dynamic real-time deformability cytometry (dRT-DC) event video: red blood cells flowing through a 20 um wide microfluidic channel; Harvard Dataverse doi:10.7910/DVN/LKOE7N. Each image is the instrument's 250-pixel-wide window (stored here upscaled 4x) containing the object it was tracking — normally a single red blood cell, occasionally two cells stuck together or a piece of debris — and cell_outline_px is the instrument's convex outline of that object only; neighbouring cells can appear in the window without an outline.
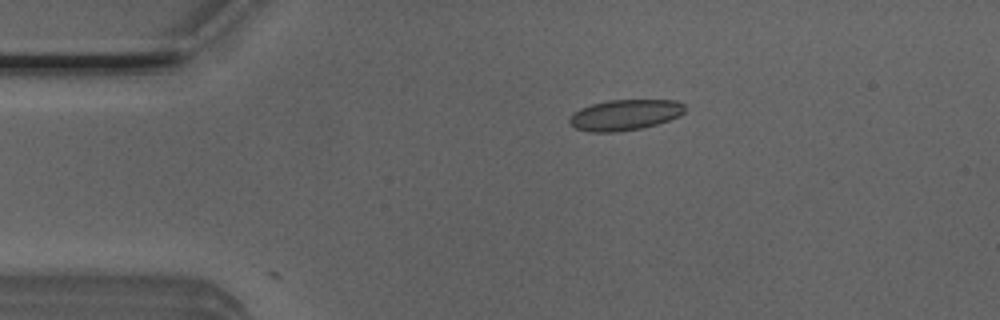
{"species": "Egyptian fruit bat (a non-hibernating species)", "species_latin": "Rousettus aegyptiacus", "temperature_condition": "room temperature", "stored_images_in_passage": 7, "camera_frame_rate_fps": 3000, "um_per_image_px": 0.085, "animal": {"sex": "male"}, "frame": {"image": 1, "passage_image": 1, "time_ms": 0.0, "image_size_px": [1000, 320], "cell_outline_px": [[684, 112], [680, 116], [656, 124], [640, 128], [616, 132], [588, 132], [576, 128], [568, 120], [572, 112], [580, 108], [592, 104], [608, 100], [676, 100], [684, 104]], "centroid_in_image_um": [53.1, 9.76], "position_along_channel_um": 31.9, "area_um2": 20.63}}
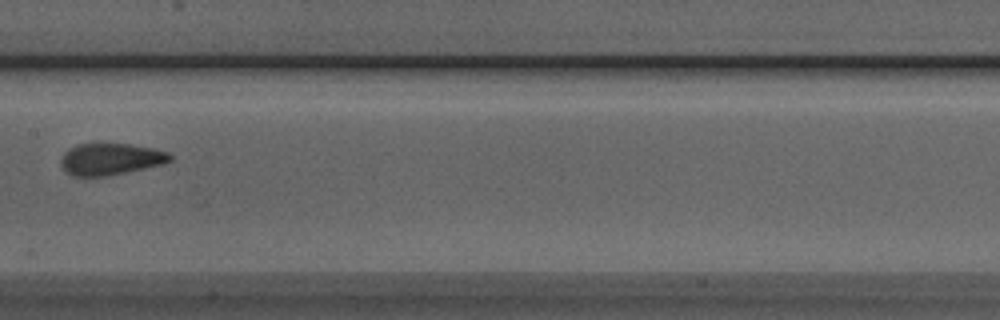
{"frame": {"image": 2, "passage_image": 5, "time_ms": 1.333, "image_size_px": [1000, 320], "cell_outline_px": [[172, 160], [164, 164], [108, 176], [72, 176], [64, 172], [60, 164], [60, 160], [64, 152], [68, 148], [80, 144], [128, 144], [152, 148], [168, 152], [172, 156]], "centroid_in_image_um": [9.37, 13.54], "position_along_channel_um": 198.0, "area_um2": 20.29}}